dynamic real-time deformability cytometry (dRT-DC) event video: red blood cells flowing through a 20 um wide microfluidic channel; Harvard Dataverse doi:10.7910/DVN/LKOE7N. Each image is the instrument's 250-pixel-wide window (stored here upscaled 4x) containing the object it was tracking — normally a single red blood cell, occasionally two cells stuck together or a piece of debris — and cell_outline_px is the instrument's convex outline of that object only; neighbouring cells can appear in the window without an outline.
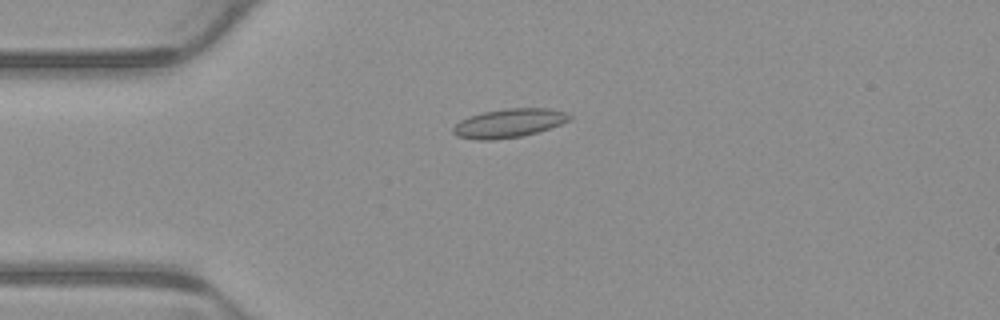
{"species": "common noctule bat (a hibernating species)", "species_latin": "Nyctalus noctula", "temperature_condition": "warm", "stored_images_in_passage": 6, "camera_frame_rate_fps": 3000, "um_per_image_px": 0.085, "animal": {"sex": "male", "body_mass_g": 23.1, "forearm_length_mm": 52.7}, "frame": {"image": 1, "passage_image": 4, "time_ms": 1.0, "image_size_px": [1000, 320], "cell_outline_px": [[572, 120], [536, 132], [520, 136], [492, 140], [476, 140], [460, 136], [452, 132], [452, 128], [460, 120], [468, 116], [484, 112], [504, 108], [548, 108], [564, 112], [572, 116]], "centroid_in_image_um": [43.25, 10.46], "position_along_channel_um": 41.8, "area_um2": 19.36}}
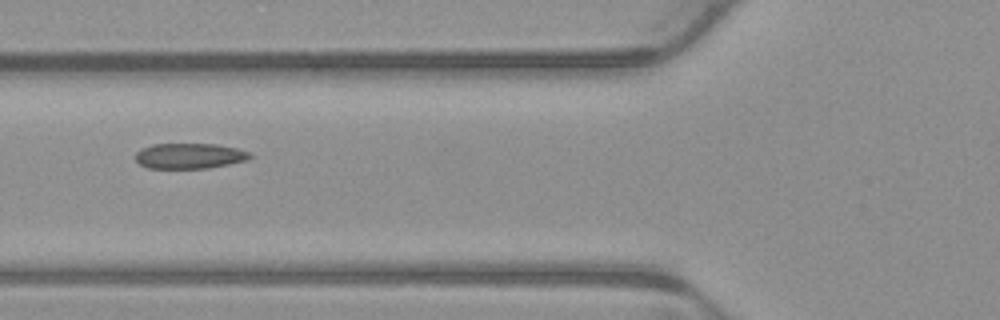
{"frame": {"image": 2, "passage_image": 6, "time_ms": 1.667, "image_size_px": [1000, 320], "cell_outline_px": [[252, 156], [248, 160], [208, 168], [148, 168], [140, 164], [136, 160], [136, 152], [140, 148], [152, 144], [216, 144], [236, 148], [248, 152]], "centroid_in_image_um": [16.08, 13.25], "position_along_channel_um": 109.7, "area_um2": 16.94}}